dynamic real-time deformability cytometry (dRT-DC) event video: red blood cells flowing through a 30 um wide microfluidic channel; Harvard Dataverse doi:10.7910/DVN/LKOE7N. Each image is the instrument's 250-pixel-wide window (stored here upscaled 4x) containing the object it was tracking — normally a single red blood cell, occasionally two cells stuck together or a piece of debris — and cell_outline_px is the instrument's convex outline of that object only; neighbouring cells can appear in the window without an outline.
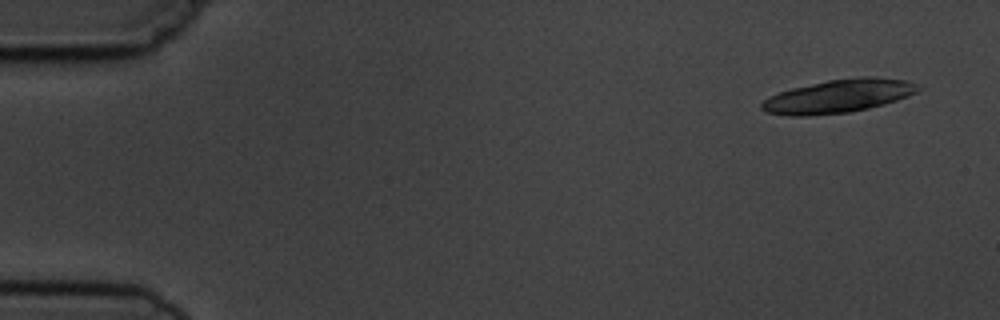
{"species": "common noctule bat (a hibernating species)", "species_latin": "Nyctalus noctula", "temperature_condition": "cold", "stored_images_in_passage": 6, "camera_frame_rate_fps": 3000, "um_per_image_px": 0.085, "animal": {"sex": "male", "body_mass_g": 19.5, "forearm_length_mm": 54.6}, "frame": {"image": 1, "passage_image": 1, "time_ms": 0.0, "image_size_px": [1000, 320], "cell_outline_px": [[920, 88], [916, 92], [908, 96], [884, 104], [868, 108], [848, 112], [808, 116], [788, 116], [764, 112], [760, 108], [760, 104], [764, 100], [780, 92], [792, 88], [828, 80], [860, 76], [876, 76], [908, 80], [916, 84]], "centroid_in_image_um": [71.26, 8.17], "position_along_channel_um": 13.7, "area_um2": 30.4}}